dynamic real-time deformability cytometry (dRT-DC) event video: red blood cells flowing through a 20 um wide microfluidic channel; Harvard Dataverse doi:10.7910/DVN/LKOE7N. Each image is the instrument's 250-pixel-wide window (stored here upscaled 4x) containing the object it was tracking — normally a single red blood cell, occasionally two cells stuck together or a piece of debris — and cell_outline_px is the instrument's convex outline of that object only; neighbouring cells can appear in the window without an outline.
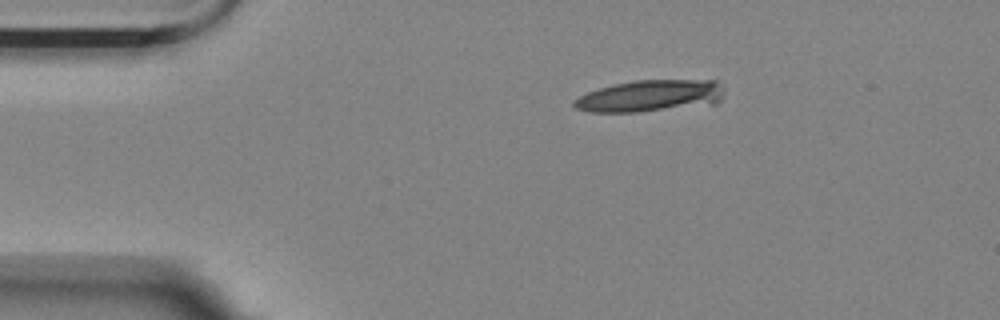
{"species": "Egyptian fruit bat (a non-hibernating species)", "species_latin": "Rousettus aegyptiacus", "temperature_condition": "room temperature", "stored_images_in_passage": 3, "camera_frame_rate_fps": 3000, "um_per_image_px": 0.085, "animal": {"sex": "female"}, "frame": {"image": 1, "passage_image": 1, "time_ms": 0.0, "image_size_px": [1000, 320], "cell_outline_px": [[724, 96], [716, 104], [640, 112], [592, 112], [576, 108], [572, 104], [572, 100], [588, 92], [600, 88], [616, 84], [636, 80], [716, 80], [724, 88]], "centroid_in_image_um": [55.32, 8.16], "position_along_channel_um": 29.7, "area_um2": 27.92}}
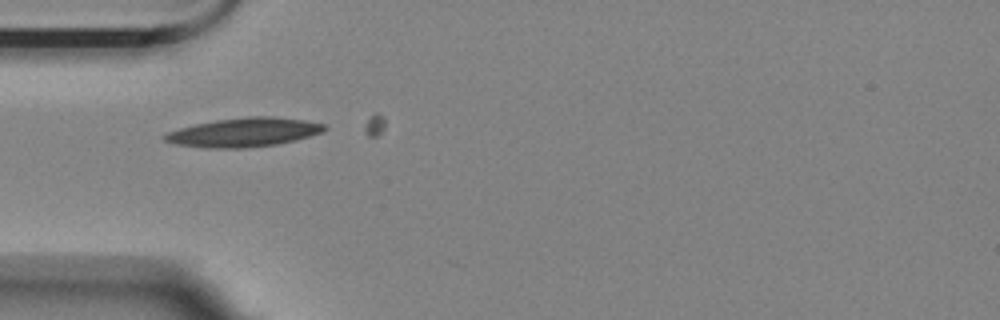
{"frame": {"image": 2, "passage_image": 3, "time_ms": 0.667, "image_size_px": [1000, 320], "cell_outline_px": [[328, 128], [320, 132], [308, 136], [276, 144], [244, 148], [204, 148], [176, 144], [164, 140], [160, 136], [168, 132], [180, 128], [196, 124], [216, 120], [248, 116], [272, 116], [304, 120], [324, 124]], "centroid_in_image_um": [20.68, 11.24], "position_along_channel_um": 64.3, "area_um2": 26.7}}